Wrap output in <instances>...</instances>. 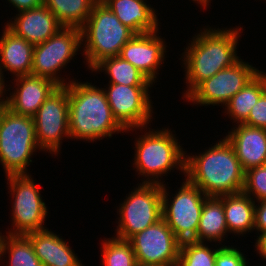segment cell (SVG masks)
I'll use <instances>...</instances> for the list:
<instances>
[{"label": "cell", "mask_w": 266, "mask_h": 266, "mask_svg": "<svg viewBox=\"0 0 266 266\" xmlns=\"http://www.w3.org/2000/svg\"><path fill=\"white\" fill-rule=\"evenodd\" d=\"M184 180L172 198L166 184H162V218L181 243L196 241L201 211L207 197L186 177Z\"/></svg>", "instance_id": "8"}, {"label": "cell", "mask_w": 266, "mask_h": 266, "mask_svg": "<svg viewBox=\"0 0 266 266\" xmlns=\"http://www.w3.org/2000/svg\"><path fill=\"white\" fill-rule=\"evenodd\" d=\"M228 234L223 209V195L218 197L207 196L201 211L196 241H206V243L208 241L209 243L215 242V244L219 243V245L223 246V240L225 241Z\"/></svg>", "instance_id": "22"}, {"label": "cell", "mask_w": 266, "mask_h": 266, "mask_svg": "<svg viewBox=\"0 0 266 266\" xmlns=\"http://www.w3.org/2000/svg\"><path fill=\"white\" fill-rule=\"evenodd\" d=\"M223 209L230 234L243 236L254 231L255 201L251 197L243 192L223 195Z\"/></svg>", "instance_id": "23"}, {"label": "cell", "mask_w": 266, "mask_h": 266, "mask_svg": "<svg viewBox=\"0 0 266 266\" xmlns=\"http://www.w3.org/2000/svg\"><path fill=\"white\" fill-rule=\"evenodd\" d=\"M135 35L123 25L117 16L100 0L81 28V42L86 60L85 65L92 70L106 58L119 56L122 47Z\"/></svg>", "instance_id": "5"}, {"label": "cell", "mask_w": 266, "mask_h": 266, "mask_svg": "<svg viewBox=\"0 0 266 266\" xmlns=\"http://www.w3.org/2000/svg\"><path fill=\"white\" fill-rule=\"evenodd\" d=\"M243 27L211 28L207 26L192 37L184 47L182 65L185 69L186 98L201 82L211 78L218 71L236 64L241 58L237 56V44Z\"/></svg>", "instance_id": "1"}, {"label": "cell", "mask_w": 266, "mask_h": 266, "mask_svg": "<svg viewBox=\"0 0 266 266\" xmlns=\"http://www.w3.org/2000/svg\"><path fill=\"white\" fill-rule=\"evenodd\" d=\"M38 146L33 117L13 113L6 106L0 114V163L5 176L29 174Z\"/></svg>", "instance_id": "6"}, {"label": "cell", "mask_w": 266, "mask_h": 266, "mask_svg": "<svg viewBox=\"0 0 266 266\" xmlns=\"http://www.w3.org/2000/svg\"><path fill=\"white\" fill-rule=\"evenodd\" d=\"M14 91L7 95L6 107L13 113L33 117L49 95L59 86L47 78L25 75L13 78ZM16 82V83H15Z\"/></svg>", "instance_id": "16"}, {"label": "cell", "mask_w": 266, "mask_h": 266, "mask_svg": "<svg viewBox=\"0 0 266 266\" xmlns=\"http://www.w3.org/2000/svg\"><path fill=\"white\" fill-rule=\"evenodd\" d=\"M1 239H2V233L0 232V244H1Z\"/></svg>", "instance_id": "40"}, {"label": "cell", "mask_w": 266, "mask_h": 266, "mask_svg": "<svg viewBox=\"0 0 266 266\" xmlns=\"http://www.w3.org/2000/svg\"><path fill=\"white\" fill-rule=\"evenodd\" d=\"M101 264L103 266H136L135 253L128 240L116 237L102 240Z\"/></svg>", "instance_id": "28"}, {"label": "cell", "mask_w": 266, "mask_h": 266, "mask_svg": "<svg viewBox=\"0 0 266 266\" xmlns=\"http://www.w3.org/2000/svg\"><path fill=\"white\" fill-rule=\"evenodd\" d=\"M6 179L13 200L10 210L12 228L6 234L26 235L46 229L44 223L49 210L31 174L8 175Z\"/></svg>", "instance_id": "9"}, {"label": "cell", "mask_w": 266, "mask_h": 266, "mask_svg": "<svg viewBox=\"0 0 266 266\" xmlns=\"http://www.w3.org/2000/svg\"><path fill=\"white\" fill-rule=\"evenodd\" d=\"M4 78L5 77L2 73V70L0 69V102H7L6 91H9V89H10V88H6L8 86H7V84L5 85V79ZM6 89H8V90H6Z\"/></svg>", "instance_id": "36"}, {"label": "cell", "mask_w": 266, "mask_h": 266, "mask_svg": "<svg viewBox=\"0 0 266 266\" xmlns=\"http://www.w3.org/2000/svg\"><path fill=\"white\" fill-rule=\"evenodd\" d=\"M136 262L145 265L176 266L181 242L162 218L128 240Z\"/></svg>", "instance_id": "14"}, {"label": "cell", "mask_w": 266, "mask_h": 266, "mask_svg": "<svg viewBox=\"0 0 266 266\" xmlns=\"http://www.w3.org/2000/svg\"><path fill=\"white\" fill-rule=\"evenodd\" d=\"M242 192L255 202L266 200V165L251 168L245 172Z\"/></svg>", "instance_id": "30"}, {"label": "cell", "mask_w": 266, "mask_h": 266, "mask_svg": "<svg viewBox=\"0 0 266 266\" xmlns=\"http://www.w3.org/2000/svg\"><path fill=\"white\" fill-rule=\"evenodd\" d=\"M254 230L258 234L266 232V200L255 202Z\"/></svg>", "instance_id": "33"}, {"label": "cell", "mask_w": 266, "mask_h": 266, "mask_svg": "<svg viewBox=\"0 0 266 266\" xmlns=\"http://www.w3.org/2000/svg\"><path fill=\"white\" fill-rule=\"evenodd\" d=\"M136 266H156V265H145V264L137 263Z\"/></svg>", "instance_id": "39"}, {"label": "cell", "mask_w": 266, "mask_h": 266, "mask_svg": "<svg viewBox=\"0 0 266 266\" xmlns=\"http://www.w3.org/2000/svg\"><path fill=\"white\" fill-rule=\"evenodd\" d=\"M10 6H13L17 12L40 7L44 4V0H7Z\"/></svg>", "instance_id": "34"}, {"label": "cell", "mask_w": 266, "mask_h": 266, "mask_svg": "<svg viewBox=\"0 0 266 266\" xmlns=\"http://www.w3.org/2000/svg\"><path fill=\"white\" fill-rule=\"evenodd\" d=\"M160 30L135 34L123 47L120 57L141 71L154 85L160 66L166 60V41L158 34Z\"/></svg>", "instance_id": "15"}, {"label": "cell", "mask_w": 266, "mask_h": 266, "mask_svg": "<svg viewBox=\"0 0 266 266\" xmlns=\"http://www.w3.org/2000/svg\"><path fill=\"white\" fill-rule=\"evenodd\" d=\"M167 128V129H166ZM151 129L146 127L128 129L126 132L136 130L143 131V135L135 138V155L133 167L138 175H141L143 183L163 184V176H167L174 168L185 176L186 150L178 142L176 134L168 127ZM176 137H175V136ZM185 150V151H184ZM147 178V179H145Z\"/></svg>", "instance_id": "4"}, {"label": "cell", "mask_w": 266, "mask_h": 266, "mask_svg": "<svg viewBox=\"0 0 266 266\" xmlns=\"http://www.w3.org/2000/svg\"><path fill=\"white\" fill-rule=\"evenodd\" d=\"M206 245L198 241L182 242L176 266H215L217 250L221 246L216 244L212 249Z\"/></svg>", "instance_id": "29"}, {"label": "cell", "mask_w": 266, "mask_h": 266, "mask_svg": "<svg viewBox=\"0 0 266 266\" xmlns=\"http://www.w3.org/2000/svg\"><path fill=\"white\" fill-rule=\"evenodd\" d=\"M103 88L112 114L125 129L148 127L153 120L152 86H128L108 83Z\"/></svg>", "instance_id": "13"}, {"label": "cell", "mask_w": 266, "mask_h": 266, "mask_svg": "<svg viewBox=\"0 0 266 266\" xmlns=\"http://www.w3.org/2000/svg\"><path fill=\"white\" fill-rule=\"evenodd\" d=\"M255 242V248L257 255L261 256L263 260H266V232L259 233Z\"/></svg>", "instance_id": "35"}, {"label": "cell", "mask_w": 266, "mask_h": 266, "mask_svg": "<svg viewBox=\"0 0 266 266\" xmlns=\"http://www.w3.org/2000/svg\"><path fill=\"white\" fill-rule=\"evenodd\" d=\"M243 124L266 129V91L251 108L250 114Z\"/></svg>", "instance_id": "32"}, {"label": "cell", "mask_w": 266, "mask_h": 266, "mask_svg": "<svg viewBox=\"0 0 266 266\" xmlns=\"http://www.w3.org/2000/svg\"><path fill=\"white\" fill-rule=\"evenodd\" d=\"M260 70L240 59L236 64L218 71L201 82L185 99L200 106H222L236 95Z\"/></svg>", "instance_id": "12"}, {"label": "cell", "mask_w": 266, "mask_h": 266, "mask_svg": "<svg viewBox=\"0 0 266 266\" xmlns=\"http://www.w3.org/2000/svg\"><path fill=\"white\" fill-rule=\"evenodd\" d=\"M70 139L96 142L126 130L114 118L103 88L91 82L68 84Z\"/></svg>", "instance_id": "3"}, {"label": "cell", "mask_w": 266, "mask_h": 266, "mask_svg": "<svg viewBox=\"0 0 266 266\" xmlns=\"http://www.w3.org/2000/svg\"><path fill=\"white\" fill-rule=\"evenodd\" d=\"M91 72L108 74L109 82L128 86H153V83L135 66L120 56L106 58L99 62Z\"/></svg>", "instance_id": "25"}, {"label": "cell", "mask_w": 266, "mask_h": 266, "mask_svg": "<svg viewBox=\"0 0 266 266\" xmlns=\"http://www.w3.org/2000/svg\"><path fill=\"white\" fill-rule=\"evenodd\" d=\"M98 0H44L62 27L81 29Z\"/></svg>", "instance_id": "26"}, {"label": "cell", "mask_w": 266, "mask_h": 266, "mask_svg": "<svg viewBox=\"0 0 266 266\" xmlns=\"http://www.w3.org/2000/svg\"><path fill=\"white\" fill-rule=\"evenodd\" d=\"M5 106H6V102H0V114Z\"/></svg>", "instance_id": "38"}, {"label": "cell", "mask_w": 266, "mask_h": 266, "mask_svg": "<svg viewBox=\"0 0 266 266\" xmlns=\"http://www.w3.org/2000/svg\"><path fill=\"white\" fill-rule=\"evenodd\" d=\"M43 266H85L71 246L49 228L26 234Z\"/></svg>", "instance_id": "19"}, {"label": "cell", "mask_w": 266, "mask_h": 266, "mask_svg": "<svg viewBox=\"0 0 266 266\" xmlns=\"http://www.w3.org/2000/svg\"><path fill=\"white\" fill-rule=\"evenodd\" d=\"M192 1L195 2L196 4H200L201 5L200 9L201 8L206 9L208 8L207 7L209 5L208 3L209 2L211 3L212 0H192Z\"/></svg>", "instance_id": "37"}, {"label": "cell", "mask_w": 266, "mask_h": 266, "mask_svg": "<svg viewBox=\"0 0 266 266\" xmlns=\"http://www.w3.org/2000/svg\"><path fill=\"white\" fill-rule=\"evenodd\" d=\"M38 146L57 156L62 140L70 139L68 85L55 89L33 116Z\"/></svg>", "instance_id": "11"}, {"label": "cell", "mask_w": 266, "mask_h": 266, "mask_svg": "<svg viewBox=\"0 0 266 266\" xmlns=\"http://www.w3.org/2000/svg\"><path fill=\"white\" fill-rule=\"evenodd\" d=\"M8 266H43L32 246L31 240L26 235H2L0 244V264L3 257H7ZM6 255V256H4Z\"/></svg>", "instance_id": "27"}, {"label": "cell", "mask_w": 266, "mask_h": 266, "mask_svg": "<svg viewBox=\"0 0 266 266\" xmlns=\"http://www.w3.org/2000/svg\"><path fill=\"white\" fill-rule=\"evenodd\" d=\"M81 45V29L63 27L45 42L34 46L31 74L52 80L58 86L68 85L70 79L66 82L60 77V71L74 60Z\"/></svg>", "instance_id": "10"}, {"label": "cell", "mask_w": 266, "mask_h": 266, "mask_svg": "<svg viewBox=\"0 0 266 266\" xmlns=\"http://www.w3.org/2000/svg\"><path fill=\"white\" fill-rule=\"evenodd\" d=\"M186 152L185 177L206 196L238 194L244 176L233 146L225 137L200 154Z\"/></svg>", "instance_id": "2"}, {"label": "cell", "mask_w": 266, "mask_h": 266, "mask_svg": "<svg viewBox=\"0 0 266 266\" xmlns=\"http://www.w3.org/2000/svg\"><path fill=\"white\" fill-rule=\"evenodd\" d=\"M0 37V69L10 72L12 77L30 75L33 64L34 45L16 36L6 26H3Z\"/></svg>", "instance_id": "21"}, {"label": "cell", "mask_w": 266, "mask_h": 266, "mask_svg": "<svg viewBox=\"0 0 266 266\" xmlns=\"http://www.w3.org/2000/svg\"><path fill=\"white\" fill-rule=\"evenodd\" d=\"M11 19L5 26L16 36L34 46L45 42L63 28L52 11L44 4L40 7L20 11Z\"/></svg>", "instance_id": "17"}, {"label": "cell", "mask_w": 266, "mask_h": 266, "mask_svg": "<svg viewBox=\"0 0 266 266\" xmlns=\"http://www.w3.org/2000/svg\"><path fill=\"white\" fill-rule=\"evenodd\" d=\"M120 203L115 236L129 240L132 236L162 219V185L139 183Z\"/></svg>", "instance_id": "7"}, {"label": "cell", "mask_w": 266, "mask_h": 266, "mask_svg": "<svg viewBox=\"0 0 266 266\" xmlns=\"http://www.w3.org/2000/svg\"><path fill=\"white\" fill-rule=\"evenodd\" d=\"M230 130L225 138L233 146L244 172L266 165V129L241 123Z\"/></svg>", "instance_id": "18"}, {"label": "cell", "mask_w": 266, "mask_h": 266, "mask_svg": "<svg viewBox=\"0 0 266 266\" xmlns=\"http://www.w3.org/2000/svg\"><path fill=\"white\" fill-rule=\"evenodd\" d=\"M237 247L223 245L217 250L215 266H250L245 254Z\"/></svg>", "instance_id": "31"}, {"label": "cell", "mask_w": 266, "mask_h": 266, "mask_svg": "<svg viewBox=\"0 0 266 266\" xmlns=\"http://www.w3.org/2000/svg\"><path fill=\"white\" fill-rule=\"evenodd\" d=\"M266 91V73L260 71L223 107L232 123L241 124L249 116L251 108Z\"/></svg>", "instance_id": "24"}, {"label": "cell", "mask_w": 266, "mask_h": 266, "mask_svg": "<svg viewBox=\"0 0 266 266\" xmlns=\"http://www.w3.org/2000/svg\"><path fill=\"white\" fill-rule=\"evenodd\" d=\"M135 34L155 32L161 26L154 9L147 0H100ZM157 14V15H156ZM159 21V22H158Z\"/></svg>", "instance_id": "20"}]
</instances>
